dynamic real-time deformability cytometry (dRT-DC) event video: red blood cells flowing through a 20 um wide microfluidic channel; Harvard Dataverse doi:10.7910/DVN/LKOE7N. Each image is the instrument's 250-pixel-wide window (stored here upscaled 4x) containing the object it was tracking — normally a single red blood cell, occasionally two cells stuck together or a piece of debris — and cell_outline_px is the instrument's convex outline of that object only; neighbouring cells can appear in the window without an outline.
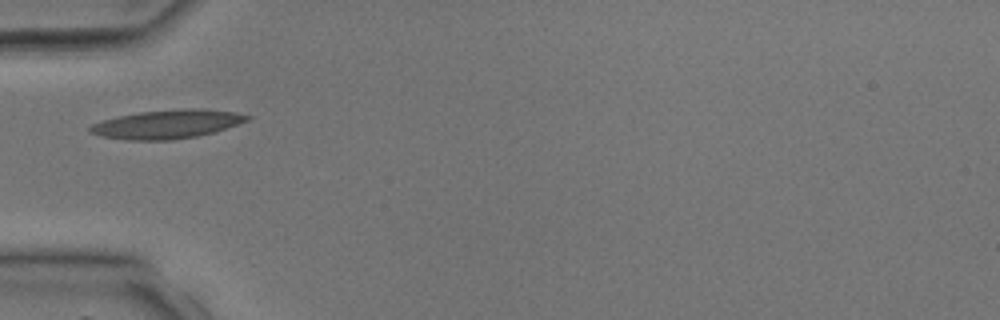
{"species": "common noctule bat (a hibernating species)", "species_latin": "Nyctalus noctula", "temperature_condition": "room temperature", "stored_images_in_passage": 1, "camera_frame_rate_fps": 3000, "um_per_image_px": 0.085, "animal": {"sex": "male", "body_mass_g": 17.9, "forearm_length_mm": 54.2}, "frame": {"image": 1, "passage_image": 1, "time_ms": 0.0, "image_size_px": [1000, 320], "cell_outline_px": [[252, 116], [248, 120], [212, 132], [196, 136], [172, 140], [124, 140], [100, 136], [88, 132], [88, 128], [92, 124], [104, 120], [120, 116], [140, 112], [192, 108], [204, 108], [236, 112]], "centroid_in_image_um": [14.18, 10.56], "position_along_channel_um": 70.8, "area_um2": 26.07}}